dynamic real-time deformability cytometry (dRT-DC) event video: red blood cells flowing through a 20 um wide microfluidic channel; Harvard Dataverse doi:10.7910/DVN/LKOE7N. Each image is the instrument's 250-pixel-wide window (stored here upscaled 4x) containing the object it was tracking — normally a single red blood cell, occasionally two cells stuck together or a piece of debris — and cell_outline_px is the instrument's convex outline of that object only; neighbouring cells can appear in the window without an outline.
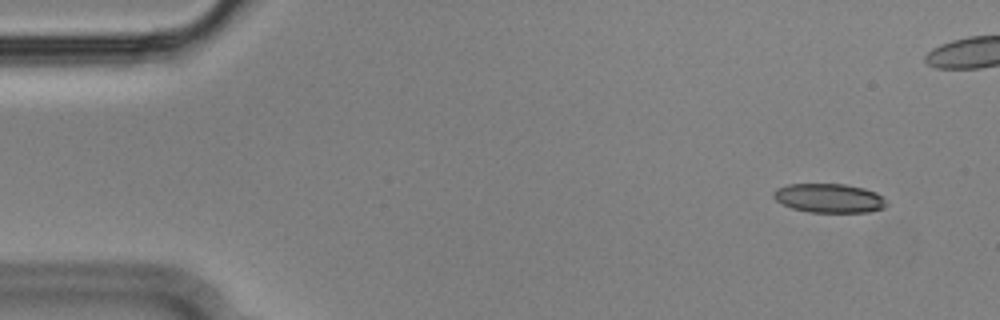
{"species": "Egyptian fruit bat (a non-hibernating species)", "species_latin": "Rousettus aegyptiacus", "temperature_condition": "cold", "stored_images_in_passage": 56, "camera_frame_rate_fps": 3000, "um_per_image_px": 0.085, "animal": {"sex": "male"}, "frame": {"image": 1, "passage_image": 4, "time_ms": 1.0, "image_size_px": [1000, 320], "cell_outline_px": [[888, 204], [884, 208], [868, 212], [808, 212], [792, 208], [776, 200], [772, 196], [772, 192], [776, 188], [788, 184], [844, 184], [864, 188], [876, 192]], "centroid_in_image_um": [70.45, 16.84], "position_along_channel_um": 14.5, "area_um2": 19.13}}
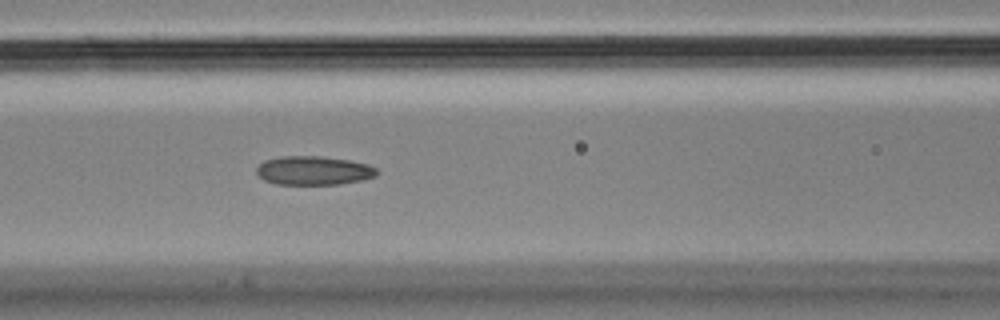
{"frame": {"image": 2, "passage_image": 23, "time_ms": 7.333, "image_size_px": [1000, 320], "cell_outline_px": [[376, 176], [364, 180], [340, 184], [276, 184], [264, 180], [256, 172], [256, 168], [264, 160], [280, 156], [320, 156], [348, 160], [368, 164], [376, 168]], "centroid_in_image_um": [26.65, 14.49], "position_along_channel_um": 139.9, "area_um2": 20.23}}
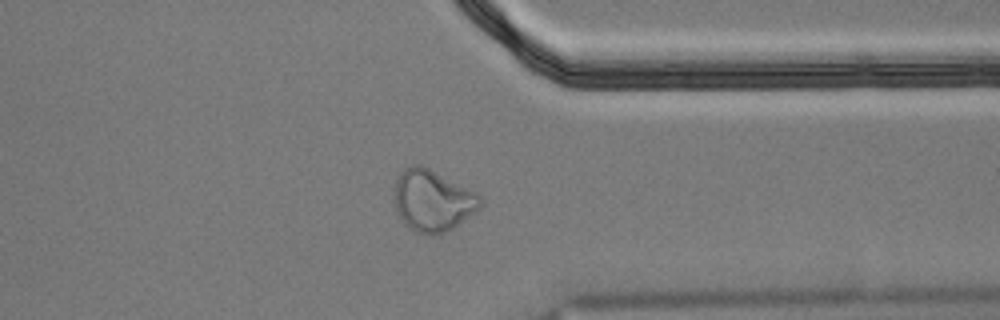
{"frame": {"image": 3, "passage_image": 43, "time_ms": 14.0, "image_size_px": [1000, 320], "cell_outline_px": [[484, 200], [480, 208], [452, 228], [444, 232], [416, 232], [404, 224], [396, 212], [392, 200], [396, 180], [400, 172], [404, 168], [412, 164], [420, 164], [476, 192]], "centroid_in_image_um": [36.73, 17.01], "position_along_channel_um": 374.7, "area_um2": 30.63}}